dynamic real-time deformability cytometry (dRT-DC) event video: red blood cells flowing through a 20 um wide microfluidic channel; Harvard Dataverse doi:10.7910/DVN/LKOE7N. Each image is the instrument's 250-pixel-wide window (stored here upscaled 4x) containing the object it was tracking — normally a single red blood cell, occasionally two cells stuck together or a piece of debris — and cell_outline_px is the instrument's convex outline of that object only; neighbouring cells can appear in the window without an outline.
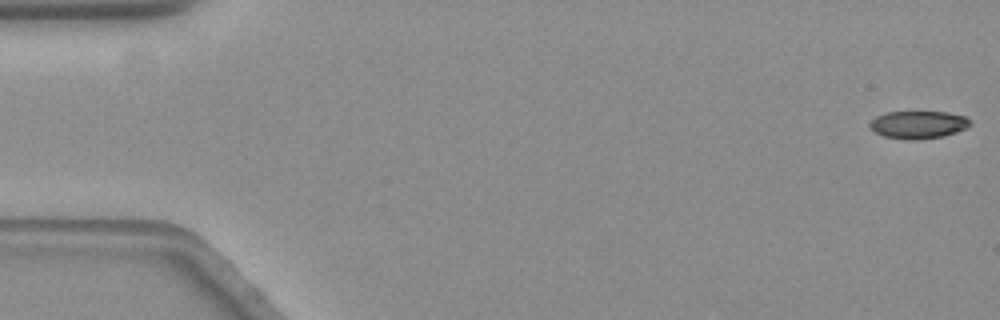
{"species": "common noctule bat (a hibernating species)", "species_latin": "Nyctalus noctula", "temperature_condition": "warm", "stored_images_in_passage": 4, "camera_frame_rate_fps": 3000, "um_per_image_px": 0.085, "animal": {"sex": "female", "body_mass_g": 19.3, "forearm_length_mm": 54.1}, "frame": {"image": 1, "passage_image": 1, "time_ms": 0.0, "image_size_px": [1000, 320], "cell_outline_px": [[972, 124], [968, 128], [944, 136], [916, 140], [912, 140], [884, 136], [876, 132], [868, 124], [876, 116], [884, 112], [948, 112], [964, 116]], "centroid_in_image_um": [78.07, 10.59], "position_along_channel_um": 6.9, "area_um2": 16.13}}